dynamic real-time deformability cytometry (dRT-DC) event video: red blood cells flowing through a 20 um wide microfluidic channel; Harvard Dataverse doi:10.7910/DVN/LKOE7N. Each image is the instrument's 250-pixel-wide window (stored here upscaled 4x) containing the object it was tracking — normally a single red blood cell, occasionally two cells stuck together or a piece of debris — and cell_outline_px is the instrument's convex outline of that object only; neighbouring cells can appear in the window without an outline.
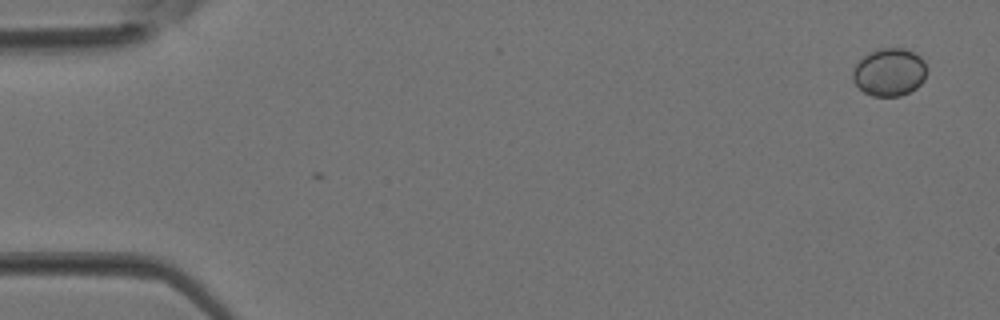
{"species": "Egyptian fruit bat (a non-hibernating species)", "species_latin": "Rousettus aegyptiacus", "temperature_condition": "room temperature", "stored_images_in_passage": 5, "camera_frame_rate_fps": 3000, "um_per_image_px": 0.085, "animal": {"sex": "female"}, "frame": {"image": 1, "passage_image": 1, "time_ms": 0.0, "image_size_px": [1000, 320], "cell_outline_px": [[924, 80], [916, 88], [900, 96], [872, 96], [864, 92], [852, 80], [852, 72], [856, 64], [864, 56], [880, 48], [908, 48], [916, 52], [924, 60]], "centroid_in_image_um": [75.59, 6.12], "position_along_channel_um": 9.4, "area_um2": 20.52}}
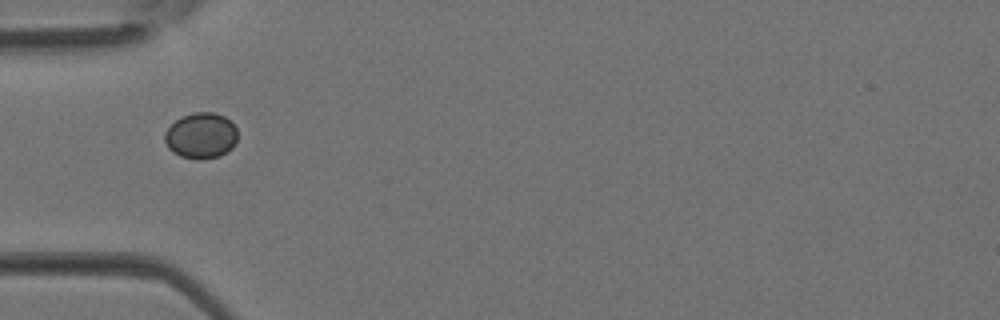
{"frame": {"image": 2, "passage_image": 4, "time_ms": 1.0, "image_size_px": [1000, 320], "cell_outline_px": [[236, 140], [232, 148], [228, 152], [220, 156], [180, 156], [172, 152], [168, 148], [164, 140], [164, 132], [176, 120], [192, 112], [212, 112], [224, 116], [236, 128]], "centroid_in_image_um": [17.07, 11.49], "position_along_channel_um": 67.9, "area_um2": 18.9}}
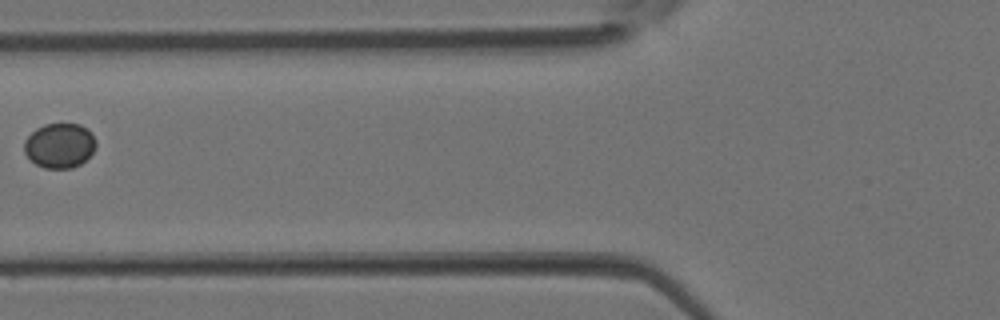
{"frame": {"image": 3, "passage_image": 5, "time_ms": 1.333, "image_size_px": [1000, 320], "cell_outline_px": [[96, 144], [92, 152], [80, 164], [72, 168], [44, 168], [36, 164], [24, 152], [24, 140], [36, 128], [44, 124], [80, 124], [88, 128], [92, 132], [96, 140]], "centroid_in_image_um": [5.07, 12.35], "position_along_channel_um": 120.7, "area_um2": 18.73}}